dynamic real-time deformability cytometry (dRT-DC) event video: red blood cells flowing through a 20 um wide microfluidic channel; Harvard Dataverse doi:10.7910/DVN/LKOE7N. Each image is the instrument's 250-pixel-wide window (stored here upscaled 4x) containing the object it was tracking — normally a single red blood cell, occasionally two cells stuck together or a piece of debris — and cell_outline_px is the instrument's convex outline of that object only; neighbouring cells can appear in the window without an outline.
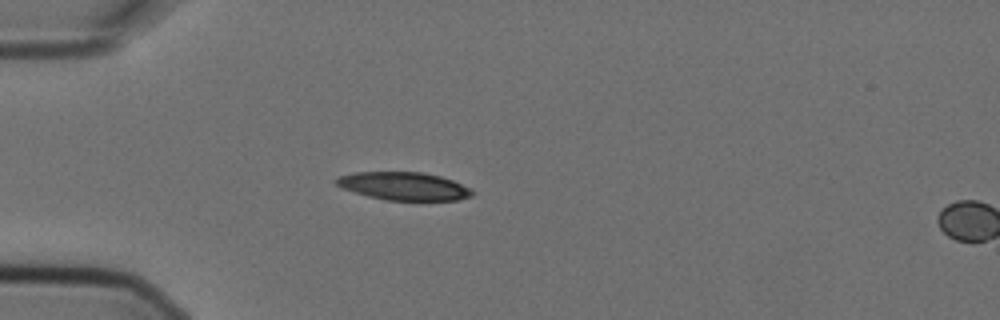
{"species": "Egyptian fruit bat (a non-hibernating species)", "species_latin": "Rousettus aegyptiacus", "temperature_condition": "cold", "stored_images_in_passage": 5, "segment_of_instrument_passage": [1, 2], "camera_frame_rate_fps": 3000, "um_per_image_px": 0.085, "animal": {"sex": "female"}, "frame": {"image": 1, "passage_image": 4, "time_ms": 1.0, "image_size_px": [1000, 320], "cell_outline_px": [[476, 192], [472, 196], [460, 200], [388, 200], [368, 196], [344, 188], [336, 184], [336, 180], [340, 176], [352, 172], [424, 172], [440, 176], [452, 180], [472, 188]], "centroid_in_image_um": [34.4, 15.82], "position_along_channel_um": 50.6, "area_um2": 22.14}}